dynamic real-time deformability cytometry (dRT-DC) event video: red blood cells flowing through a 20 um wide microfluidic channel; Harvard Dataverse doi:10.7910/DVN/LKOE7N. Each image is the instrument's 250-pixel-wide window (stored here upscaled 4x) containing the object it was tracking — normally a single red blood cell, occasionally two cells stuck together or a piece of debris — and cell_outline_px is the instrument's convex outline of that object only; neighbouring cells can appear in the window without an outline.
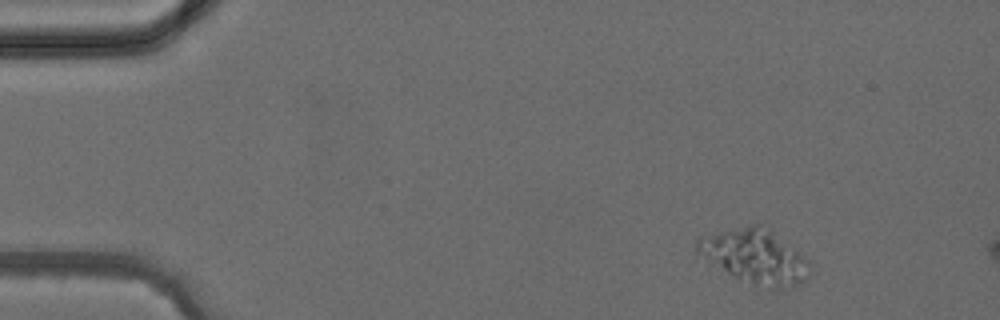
{"species": "common noctule bat (a hibernating species)", "species_latin": "Nyctalus noctula", "temperature_condition": "cold", "stored_images_in_passage": 3, "camera_frame_rate_fps": 3000, "um_per_image_px": 0.085, "animal": {"sex": "female", "body_mass_g": 24.6, "forearm_length_mm": 56.2}, "frame": {"image": 1, "passage_image": 1, "time_ms": 0.0, "image_size_px": [1000, 320], "cell_outline_px": [[812, 272], [804, 280], [796, 284], [780, 288], [772, 288], [752, 284], [708, 264], [696, 252], [696, 240], [720, 232], [752, 224], [760, 224], [772, 228], [804, 256], [812, 264]], "centroid_in_image_um": [64.21, 21.78], "position_along_channel_um": 20.8, "area_um2": 35.6}}